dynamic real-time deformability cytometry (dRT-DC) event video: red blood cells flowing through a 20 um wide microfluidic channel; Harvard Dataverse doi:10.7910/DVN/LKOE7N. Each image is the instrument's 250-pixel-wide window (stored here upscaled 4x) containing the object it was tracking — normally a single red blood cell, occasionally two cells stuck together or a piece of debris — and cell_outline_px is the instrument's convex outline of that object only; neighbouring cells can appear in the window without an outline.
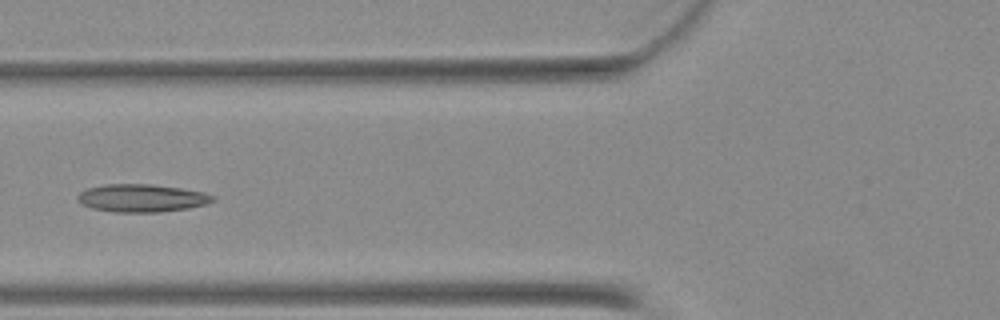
{"species": "Egyptian fruit bat (a non-hibernating species)", "species_latin": "Rousettus aegyptiacus", "temperature_condition": "warm", "stored_images_in_passage": 15, "camera_frame_rate_fps": 3000, "um_per_image_px": 0.085, "animal": {"sex": "female"}, "frame": {"image": 1, "passage_image": 7, "time_ms": 2.0, "image_size_px": [1000, 320], "cell_outline_px": [[216, 200], [208, 204], [188, 208], [160, 212], [112, 212], [92, 208], [76, 200], [76, 196], [80, 192], [88, 188], [108, 184], [152, 184], [180, 188], [204, 192], [216, 196]], "centroid_in_image_um": [12.09, 16.84], "position_along_channel_um": 113.7, "area_um2": 22.02}}
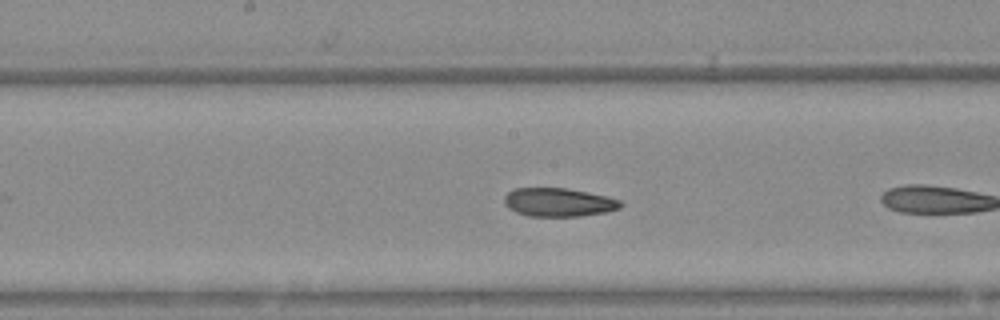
{"frame": {"image": 2, "passage_image": 11, "time_ms": 3.333, "image_size_px": [1000, 320], "cell_outline_px": [[624, 204], [620, 208], [608, 212], [580, 216], [528, 216], [516, 212], [508, 208], [504, 204], [504, 196], [508, 192], [516, 188], [564, 188], [604, 196], [620, 200]], "centroid_in_image_um": [47.46, 17.2], "position_along_channel_um": 200.7, "area_um2": 19.25}}